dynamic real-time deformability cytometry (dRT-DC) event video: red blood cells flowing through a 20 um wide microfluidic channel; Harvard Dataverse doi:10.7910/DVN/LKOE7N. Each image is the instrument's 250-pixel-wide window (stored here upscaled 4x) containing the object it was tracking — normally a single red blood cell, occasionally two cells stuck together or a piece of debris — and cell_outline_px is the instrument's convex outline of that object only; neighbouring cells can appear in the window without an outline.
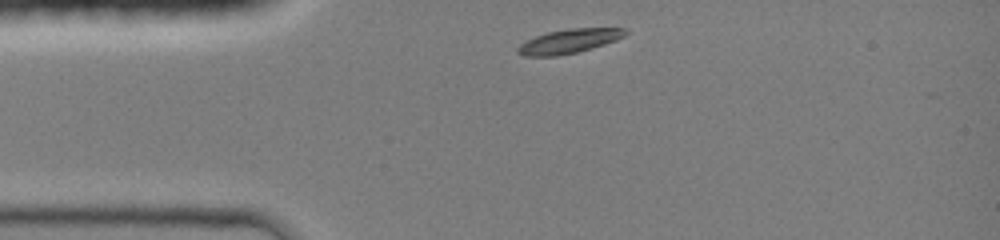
{"species": "common noctule bat (a hibernating species)", "species_latin": "Nyctalus noctula", "temperature_condition": "room temperature", "stored_images_in_passage": 31, "camera_frame_rate_fps": 3000, "um_per_image_px": 0.085, "animal": {"sex": "female", "body_mass_g": 19.0, "forearm_length_mm": 51.5}, "frame": {"image": 1, "passage_image": 1, "time_ms": 0.0, "image_size_px": [1000, 240], "cell_outline_px": [[628, 32], [624, 36], [616, 40], [592, 48], [576, 52], [556, 56], [524, 56], [516, 52], [516, 48], [524, 40], [548, 32], [568, 28], [628, 28]], "centroid_in_image_um": [48.34, 3.49], "position_along_channel_um": 36.7, "area_um2": 15.2}}
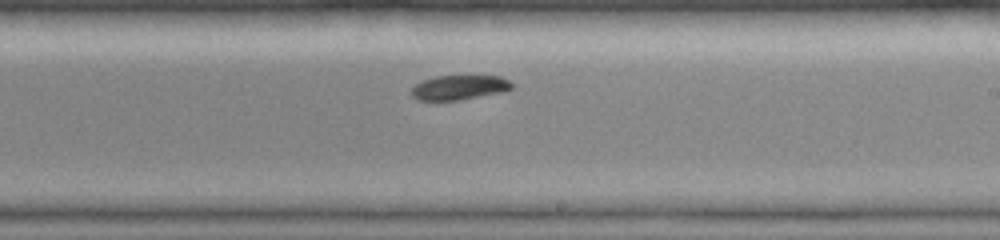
{"frame": {"image": 2, "passage_image": 18, "time_ms": 5.667, "image_size_px": [1000, 240], "cell_outline_px": [[512, 88], [500, 92], [460, 100], [416, 100], [408, 92], [420, 80], [432, 76], [500, 76], [508, 80], [512, 84]], "centroid_in_image_um": [38.94, 7.43], "position_along_channel_um": 250.1, "area_um2": 14.45}}
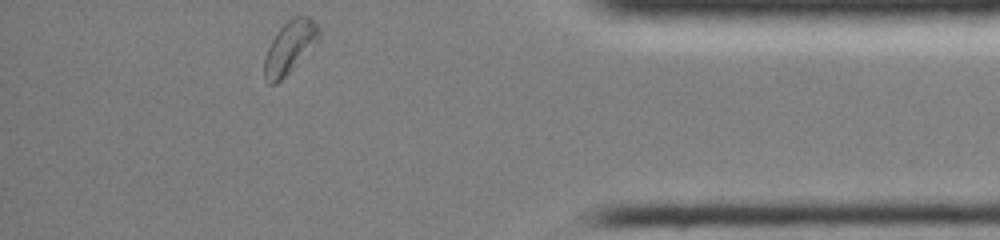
{"frame": {"image": 3, "passage_image": 31, "time_ms": 10.0, "image_size_px": [1000, 240], "cell_outline_px": [[320, 32], [316, 40], [288, 72], [276, 84], [268, 84], [264, 76], [264, 56], [276, 32], [292, 16], [308, 16], [320, 28]], "centroid_in_image_um": [24.57, 3.99], "position_along_channel_um": 410.6, "area_um2": 15.95}, "authors_computed_cell_mechanics": {"area_um2": 15.7216, "velocity_mm_per_s": 4.2104, "shape_relaxation_time_tau1_ms": 1.5168, "shape_relaxation_time_tau2_ms": null, "deformation_change_tau1": 0.1022, "deformation_change_tau2": null}}